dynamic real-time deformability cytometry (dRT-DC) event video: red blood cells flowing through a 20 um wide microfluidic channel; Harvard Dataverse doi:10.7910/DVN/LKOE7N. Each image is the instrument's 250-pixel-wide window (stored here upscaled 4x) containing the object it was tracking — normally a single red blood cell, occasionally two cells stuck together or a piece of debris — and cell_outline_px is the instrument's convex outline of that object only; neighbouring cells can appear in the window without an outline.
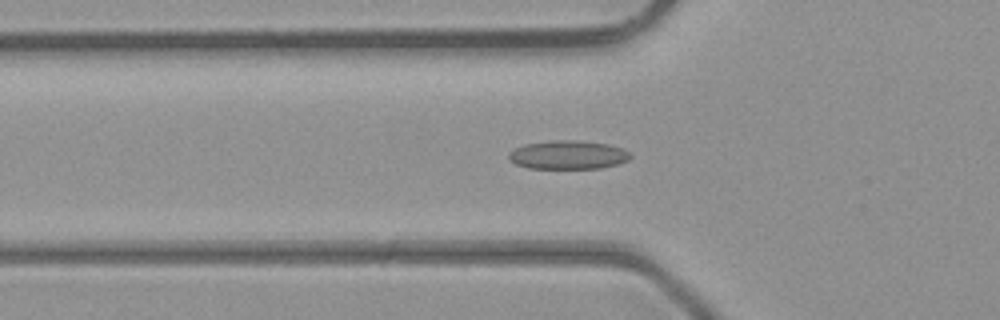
{"species": "common noctule bat (a hibernating species)", "species_latin": "Nyctalus noctula", "temperature_condition": "room temperature", "stored_images_in_passage": 45, "camera_frame_rate_fps": 3000, "um_per_image_px": 0.085, "animal": {"sex": "male", "body_mass_g": 23.1, "forearm_length_mm": 52.7}, "frame": {"image": 1, "passage_image": 15, "time_ms": 4.667, "image_size_px": [1000, 320], "cell_outline_px": [[632, 156], [628, 160], [616, 164], [600, 168], [528, 168], [516, 164], [508, 160], [508, 152], [524, 144], [552, 140], [576, 140], [608, 144], [624, 148]], "centroid_in_image_um": [48.26, 13.16], "position_along_channel_um": 77.5, "area_um2": 20.35}}
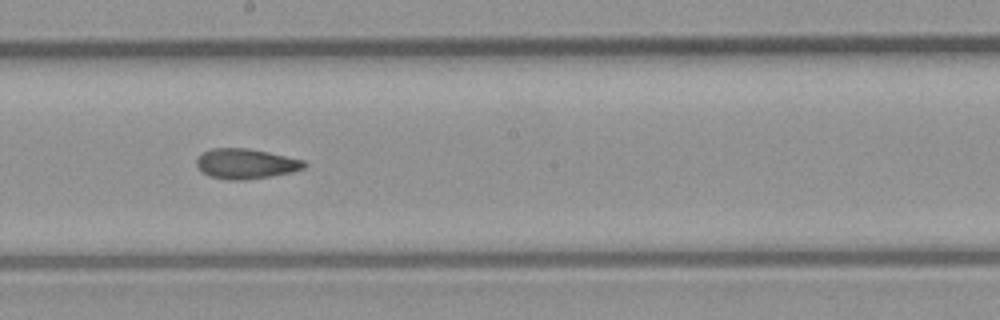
{"frame": {"image": 2, "passage_image": 25, "time_ms": 8.0, "image_size_px": [1000, 320], "cell_outline_px": [[308, 164], [304, 168], [292, 172], [272, 176], [244, 180], [228, 180], [208, 176], [196, 164], [196, 160], [204, 152], [212, 148], [248, 148], [268, 152], [304, 160]], "centroid_in_image_um": [20.92, 13.92], "position_along_channel_um": 227.3, "area_um2": 18.84}}
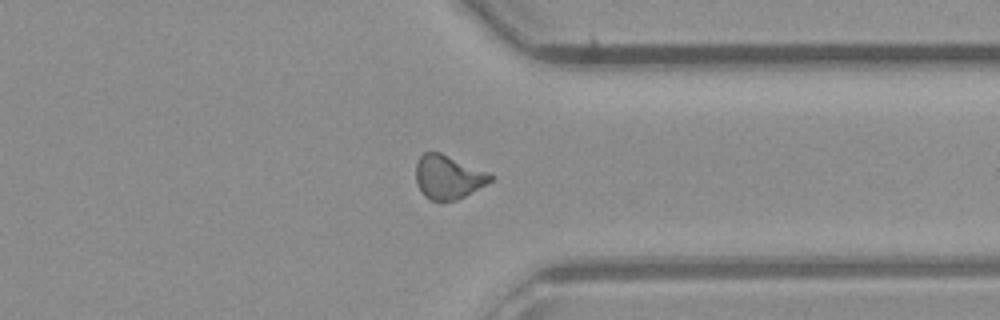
{"frame": {"image": 3, "passage_image": 35, "time_ms": 11.333, "image_size_px": [1000, 320], "cell_outline_px": [[496, 176], [492, 180], [464, 196], [456, 200], [440, 204], [424, 196], [416, 184], [416, 160], [424, 152], [440, 152], [488, 172]], "centroid_in_image_um": [38.06, 15.07], "position_along_channel_um": 373.3, "area_um2": 19.25}, "authors_computed_cell_mechanics": {"area_um2": 19.074, "velocity_mm_per_s": 4.4494, "shape_relaxation_time_tau1_ms": 8.1211, "shape_relaxation_time_tau2_ms": 1.9189, "deformation_change_tau1": 0.1885, "deformation_change_tau2": 0.0876}}